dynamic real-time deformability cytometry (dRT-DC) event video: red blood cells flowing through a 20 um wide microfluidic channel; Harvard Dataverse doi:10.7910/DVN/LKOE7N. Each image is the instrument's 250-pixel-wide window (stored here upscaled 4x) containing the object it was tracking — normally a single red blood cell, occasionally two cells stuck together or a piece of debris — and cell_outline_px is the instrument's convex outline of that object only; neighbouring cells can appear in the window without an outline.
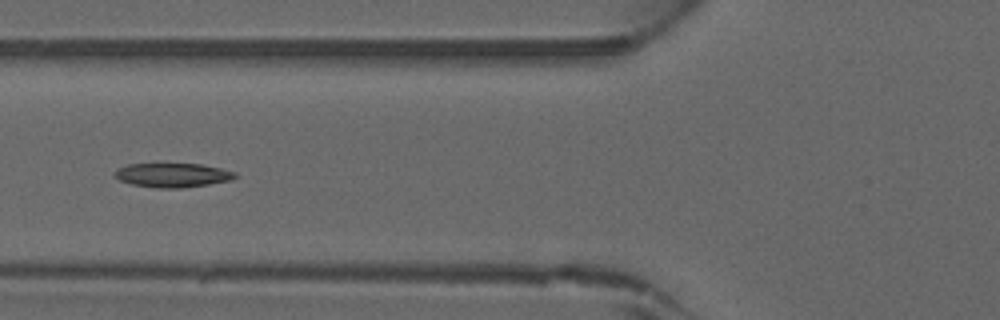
{"species": "common noctule bat (a hibernating species)", "species_latin": "Nyctalus noctula", "temperature_condition": "warm", "stored_images_in_passage": 39, "camera_frame_rate_fps": 3000, "um_per_image_px": 0.085, "animal": {"sex": "male", "forearm_length_mm": 52.5}, "frame": {"image": 1, "passage_image": 17, "time_ms": 5.333, "image_size_px": [1000, 320], "cell_outline_px": [[236, 176], [232, 180], [208, 184], [180, 188], [156, 188], [132, 184], [120, 180], [116, 176], [116, 168], [128, 164], [156, 160], [200, 164], [220, 168], [236, 172]], "centroid_in_image_um": [14.62, 14.82], "position_along_channel_um": 111.2, "area_um2": 17.8}}
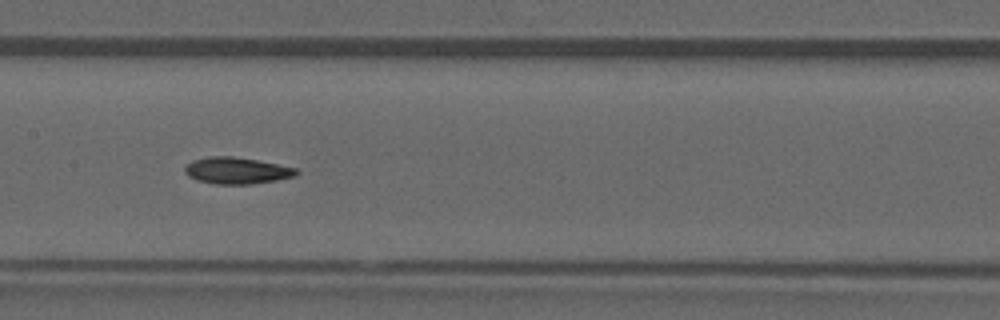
{"frame": {"image": 2, "passage_image": 22, "time_ms": 7.0, "image_size_px": [1000, 320], "cell_outline_px": [[300, 172], [296, 176], [276, 180], [252, 184], [216, 184], [196, 180], [188, 176], [184, 172], [184, 168], [192, 160], [208, 156], [232, 156], [256, 160], [296, 168]], "centroid_in_image_um": [20.1, 14.5], "position_along_channel_um": 187.3, "area_um2": 17.28}}